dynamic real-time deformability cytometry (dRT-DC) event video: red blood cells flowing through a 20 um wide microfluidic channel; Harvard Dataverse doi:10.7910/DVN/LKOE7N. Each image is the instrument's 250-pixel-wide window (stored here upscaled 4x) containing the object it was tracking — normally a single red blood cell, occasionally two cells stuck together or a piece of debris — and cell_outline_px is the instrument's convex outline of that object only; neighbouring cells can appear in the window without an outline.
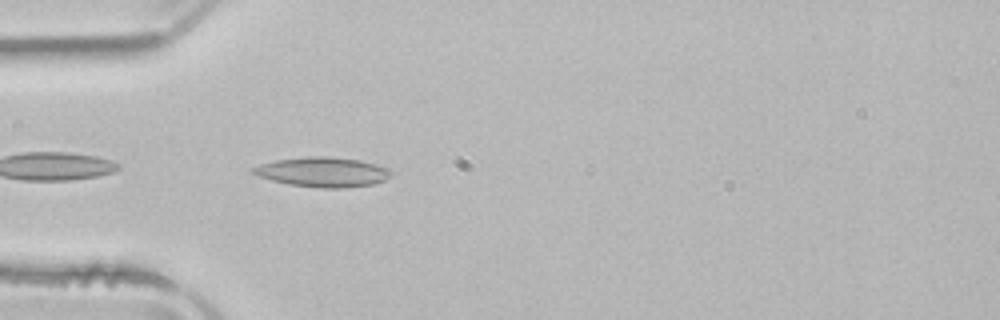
{"species": "common noctule bat (a hibernating species)", "species_latin": "Nyctalus noctula", "temperature_condition": "room temperature", "stored_images_in_passage": 5, "camera_frame_rate_fps": 3000, "um_per_image_px": 0.085, "animal": {"sex": "male", "body_mass_g": 21.5, "forearm_length_mm": 52.0}, "frame": {"image": 1, "passage_image": 1, "time_ms": 0.0, "image_size_px": [1000, 320], "cell_outline_px": [[392, 172], [384, 180], [372, 184], [344, 188], [316, 188], [288, 184], [272, 180], [248, 172], [248, 168], [260, 164], [276, 160], [308, 156], [328, 156], [360, 160], [376, 164], [388, 168]], "centroid_in_image_um": [27.38, 14.62], "position_along_channel_um": 57.6, "area_um2": 24.04}}